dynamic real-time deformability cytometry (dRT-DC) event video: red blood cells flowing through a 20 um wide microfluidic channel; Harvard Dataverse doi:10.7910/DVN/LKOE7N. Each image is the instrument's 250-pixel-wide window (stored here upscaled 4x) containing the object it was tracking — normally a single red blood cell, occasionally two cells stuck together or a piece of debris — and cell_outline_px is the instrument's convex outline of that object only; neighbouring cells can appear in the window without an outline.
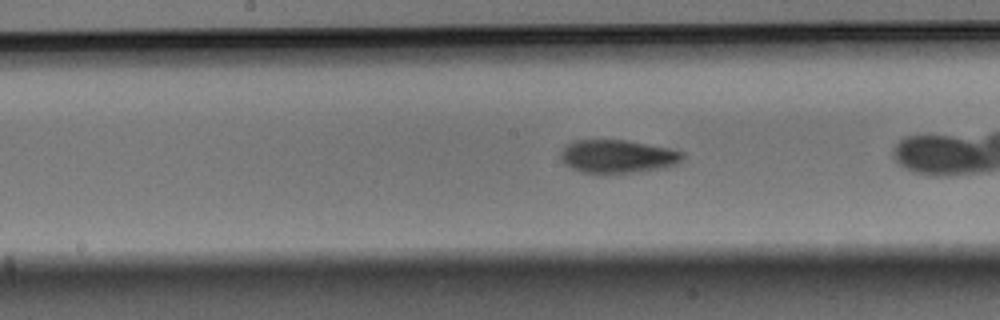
{"species": "Egyptian fruit bat (a non-hibernating species)", "species_latin": "Rousettus aegyptiacus", "temperature_condition": "warm", "stored_images_in_passage": 28, "camera_frame_rate_fps": 3000, "um_per_image_px": 0.085, "animal": {"sex": "male"}, "frame": {"image": 1, "passage_image": 13, "time_ms": 4.0, "image_size_px": [1000, 320], "cell_outline_px": [[684, 156], [676, 164], [668, 168], [636, 172], [584, 172], [572, 168], [564, 164], [560, 156], [560, 152], [568, 144], [576, 140], [624, 140], [668, 148], [684, 152]], "centroid_in_image_um": [52.52, 13.29], "position_along_channel_um": 195.7, "area_um2": 23.29}}
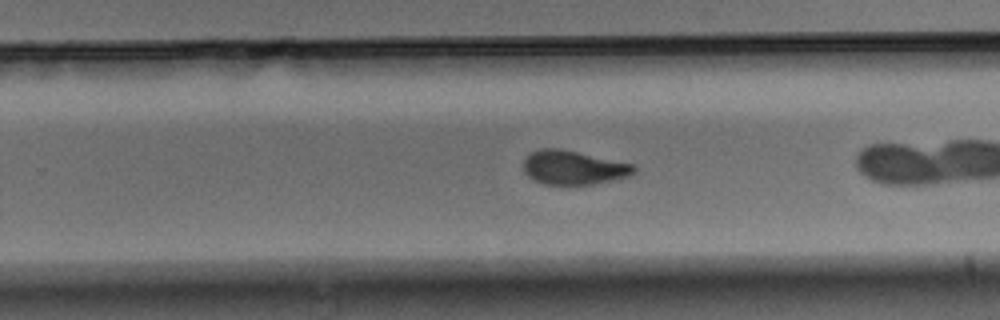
{"frame": {"image": 2, "passage_image": 20, "time_ms": 6.333, "image_size_px": [1000, 320], "cell_outline_px": [[636, 172], [628, 176], [612, 180], [592, 184], [544, 184], [528, 176], [524, 172], [524, 160], [528, 152], [540, 148], [560, 148], [632, 164], [636, 168]], "centroid_in_image_um": [48.7, 14.23], "position_along_channel_um": 281.1, "area_um2": 21.73}}